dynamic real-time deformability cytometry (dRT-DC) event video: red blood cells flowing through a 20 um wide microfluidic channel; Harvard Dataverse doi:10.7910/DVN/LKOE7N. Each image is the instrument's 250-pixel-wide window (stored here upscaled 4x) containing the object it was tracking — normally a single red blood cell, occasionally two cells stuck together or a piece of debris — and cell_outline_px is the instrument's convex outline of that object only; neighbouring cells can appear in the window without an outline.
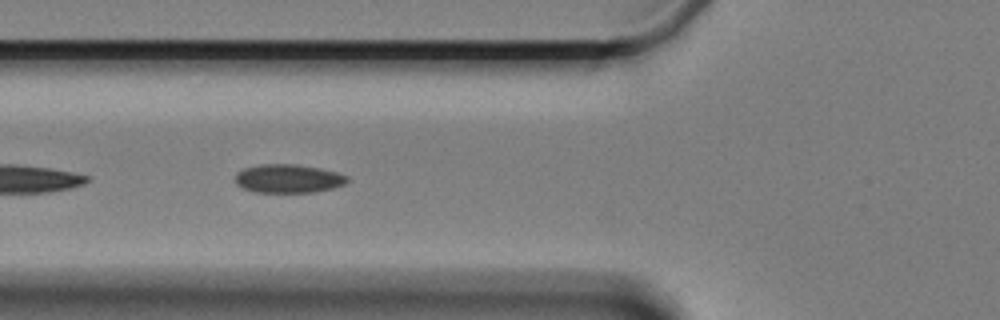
{"species": "Egyptian fruit bat (a non-hibernating species)", "species_latin": "Rousettus aegyptiacus", "temperature_condition": "cold", "stored_images_in_passage": 20, "camera_frame_rate_fps": 3000, "um_per_image_px": 0.085, "animal": {"sex": "female"}, "frame": {"image": 1, "passage_image": 6, "time_ms": 1.667, "image_size_px": [1000, 320], "cell_outline_px": [[348, 180], [344, 184], [332, 188], [316, 192], [252, 192], [236, 184], [236, 172], [244, 168], [260, 164], [296, 164], [320, 168], [336, 172], [348, 176]], "centroid_in_image_um": [24.49, 15.18], "position_along_channel_um": 101.3, "area_um2": 18.67}}